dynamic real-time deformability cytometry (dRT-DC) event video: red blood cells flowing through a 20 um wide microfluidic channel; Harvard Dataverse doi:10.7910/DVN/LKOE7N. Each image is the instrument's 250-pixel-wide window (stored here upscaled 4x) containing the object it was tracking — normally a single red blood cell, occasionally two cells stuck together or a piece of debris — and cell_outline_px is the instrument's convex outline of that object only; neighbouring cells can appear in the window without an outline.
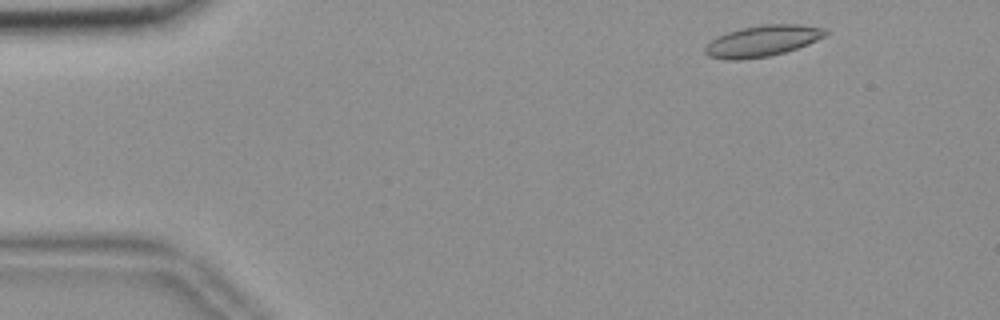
{"species": "common noctule bat (a hibernating species)", "species_latin": "Nyctalus noctula", "temperature_condition": "room temperature", "stored_images_in_passage": 52, "camera_frame_rate_fps": 3000, "um_per_image_px": 0.085, "animal": {"sex": "female", "body_mass_g": 18.4}, "frame": {"image": 1, "passage_image": 3, "time_ms": 0.667, "image_size_px": [1000, 320], "cell_outline_px": [[828, 32], [824, 36], [808, 44], [784, 52], [768, 56], [740, 60], [728, 60], [708, 56], [704, 52], [704, 48], [712, 40], [728, 32], [740, 28], [764, 24], [800, 24], [824, 28]], "centroid_in_image_um": [64.8, 3.48], "position_along_channel_um": 20.2, "area_um2": 21.62}}
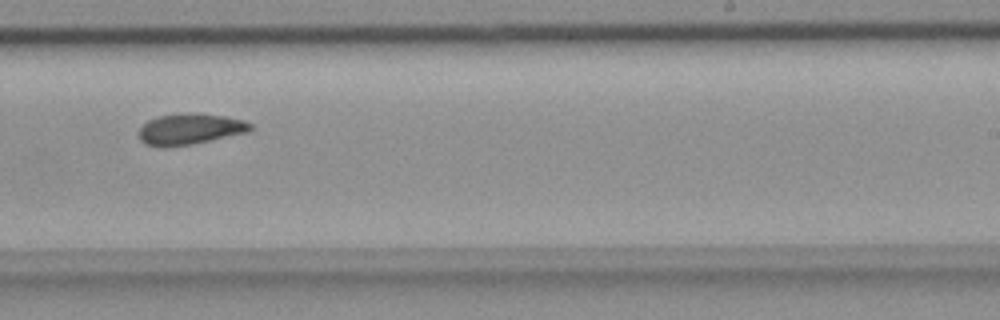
{"frame": {"image": 2, "passage_image": 31, "time_ms": 10.0, "image_size_px": [1000, 320], "cell_outline_px": [[252, 128], [248, 132], [192, 144], [168, 148], [160, 148], [144, 144], [140, 140], [140, 128], [148, 120], [156, 116], [180, 112], [196, 112], [224, 116], [244, 120], [252, 124]], "centroid_in_image_um": [16.11, 10.96], "position_along_channel_um": 272.9, "area_um2": 20.58}}
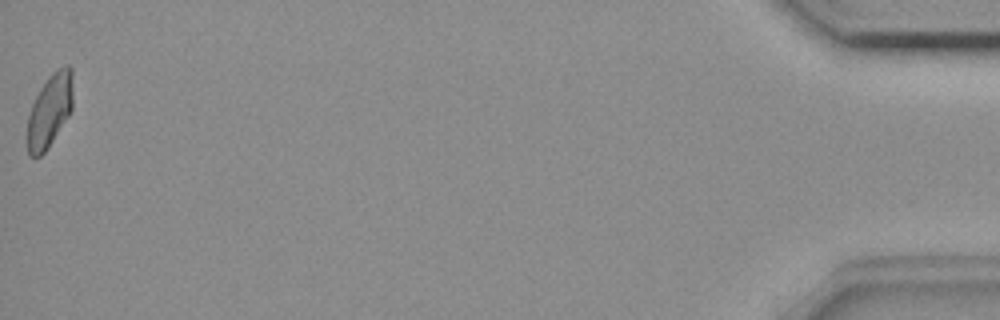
{"frame": {"image": 3, "passage_image": 52, "time_ms": 17.0, "image_size_px": [1000, 320], "cell_outline_px": [[72, 108], [68, 116], [48, 148], [40, 156], [28, 156], [24, 136], [28, 116], [32, 104], [40, 88], [48, 76], [56, 68], [68, 64], [72, 68]], "centroid_in_image_um": [4.18, 9.42], "position_along_channel_um": 431.0, "area_um2": 19.94}, "authors_computed_cell_mechanics": {"area_um2": 20.1722, "velocity_mm_per_s": 3.6568, "shape_relaxation_time_tau1_ms": null, "shape_relaxation_time_tau2_ms": 4.431, "deformation_change_tau1": null, "deformation_change_tau2": 0.0957}}